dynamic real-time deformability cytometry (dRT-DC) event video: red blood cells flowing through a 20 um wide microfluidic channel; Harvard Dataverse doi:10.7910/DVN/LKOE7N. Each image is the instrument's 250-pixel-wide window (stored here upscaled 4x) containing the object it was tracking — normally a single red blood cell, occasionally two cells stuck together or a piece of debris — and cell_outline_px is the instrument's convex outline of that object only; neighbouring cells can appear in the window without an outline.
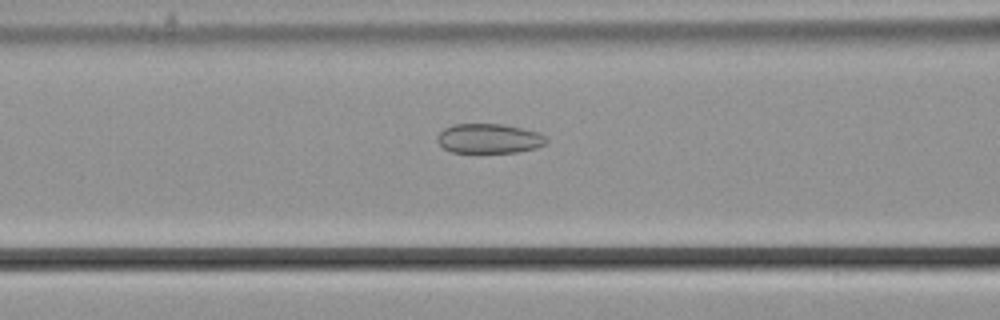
{"species": "common noctule bat (a hibernating species)", "species_latin": "Nyctalus noctula", "temperature_condition": "cold", "stored_images_in_passage": 44, "camera_frame_rate_fps": 3000, "um_per_image_px": 0.085, "animal": {"sex": "male", "body_mass_g": 21.5, "forearm_length_mm": 52.0}, "frame": {"image": 1, "passage_image": 15, "time_ms": 4.667, "image_size_px": [1000, 320], "cell_outline_px": [[548, 140], [544, 144], [536, 148], [516, 152], [452, 152], [444, 148], [436, 140], [436, 136], [444, 128], [452, 124], [504, 124], [540, 132]], "centroid_in_image_um": [41.56, 11.76], "position_along_channel_um": 125.0, "area_um2": 18.84}}
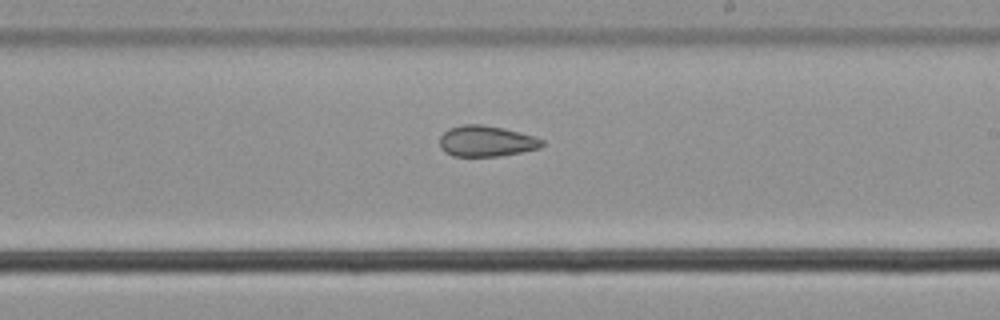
{"frame": {"image": 2, "passage_image": 25, "time_ms": 8.0, "image_size_px": [1000, 320], "cell_outline_px": [[544, 144], [540, 148], [500, 156], [452, 156], [444, 152], [440, 148], [440, 136], [448, 128], [464, 124], [480, 124], [504, 128], [536, 136], [544, 140]], "centroid_in_image_um": [41.33, 11.99], "position_along_channel_um": 247.7, "area_um2": 18.61}}
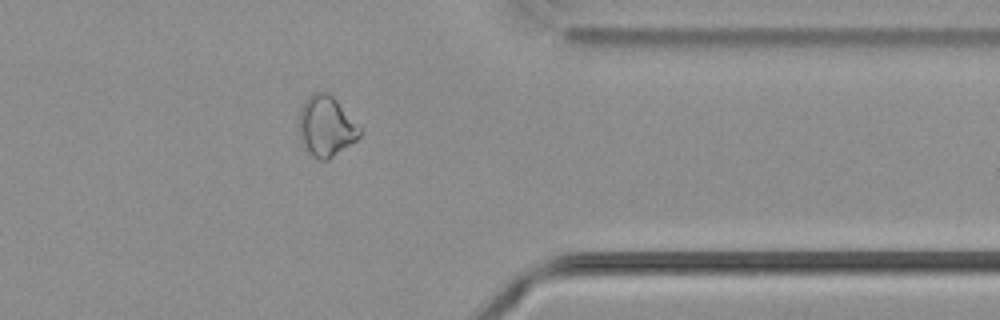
{"frame": {"image": 3, "passage_image": 37, "time_ms": 12.0, "image_size_px": [1000, 320], "cell_outline_px": [[360, 136], [356, 140], [328, 160], [320, 160], [312, 156], [304, 144], [300, 136], [296, 124], [300, 108], [304, 100], [312, 92], [328, 92], [336, 100], [360, 128]], "centroid_in_image_um": [27.66, 10.71], "position_along_channel_um": 383.7, "area_um2": 21.33}}